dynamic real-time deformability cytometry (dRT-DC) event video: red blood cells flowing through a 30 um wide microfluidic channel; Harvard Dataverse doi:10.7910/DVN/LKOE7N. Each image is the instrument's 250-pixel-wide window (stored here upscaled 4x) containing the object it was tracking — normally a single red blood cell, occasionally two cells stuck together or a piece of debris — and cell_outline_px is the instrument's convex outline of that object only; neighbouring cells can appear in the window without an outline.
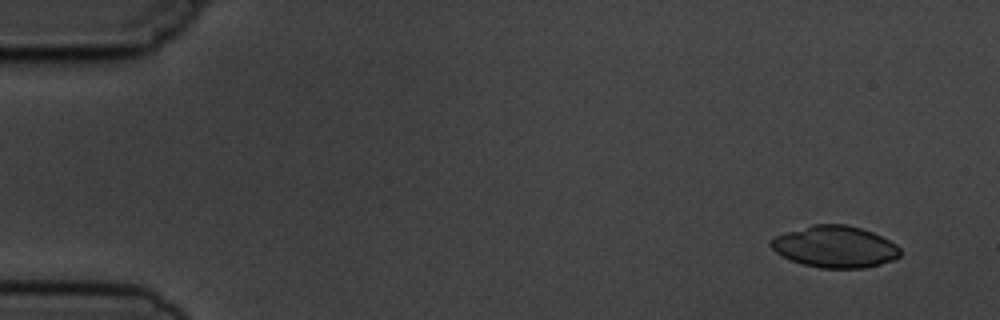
{"species": "common noctule bat (a hibernating species)", "species_latin": "Nyctalus noctula", "temperature_condition": "cold", "stored_images_in_passage": 6, "camera_frame_rate_fps": 3000, "um_per_image_px": 0.085, "animal": {"sex": "male", "body_mass_g": 19.5, "forearm_length_mm": 54.6}, "frame": {"image": 1, "passage_image": 1, "time_ms": 0.0, "image_size_px": [1000, 320], "cell_outline_px": [[900, 256], [892, 260], [880, 264], [864, 268], [820, 268], [804, 264], [792, 260], [776, 252], [768, 244], [776, 236], [812, 224], [844, 224], [860, 228], [872, 232], [896, 244], [900, 248]], "centroid_in_image_um": [70.99, 20.97], "position_along_channel_um": 14.0, "area_um2": 31.04}}